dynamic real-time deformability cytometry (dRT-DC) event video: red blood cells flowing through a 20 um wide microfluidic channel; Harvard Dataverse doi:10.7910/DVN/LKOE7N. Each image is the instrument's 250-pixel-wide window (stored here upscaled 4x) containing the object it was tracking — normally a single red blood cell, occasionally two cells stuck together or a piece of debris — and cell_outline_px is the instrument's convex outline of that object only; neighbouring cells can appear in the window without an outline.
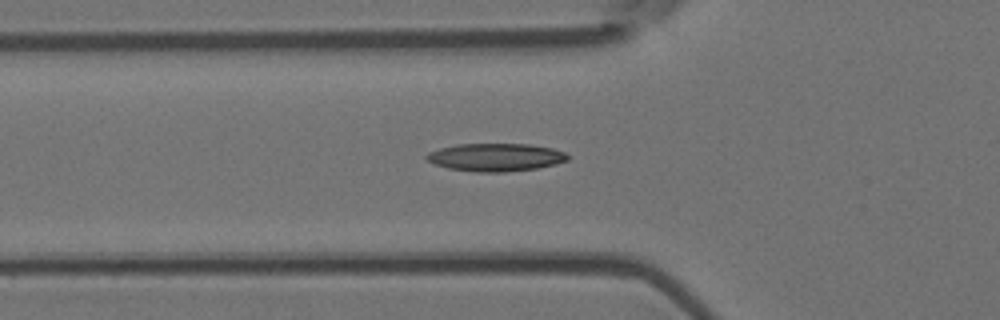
{"species": "Egyptian fruit bat (a non-hibernating species)", "species_latin": "Rousettus aegyptiacus", "temperature_condition": "room temperature", "stored_images_in_passage": 6, "segment_of_instrument_passage": [2, 2], "camera_frame_rate_fps": 3000, "um_per_image_px": 0.085, "animal": {"sex": "female"}, "frame": {"image": 1, "passage_image": 6, "time_ms": 1.667, "image_size_px": [1000, 320], "cell_outline_px": [[568, 160], [556, 164], [536, 168], [504, 172], [476, 172], [448, 168], [436, 164], [428, 160], [424, 156], [428, 152], [440, 148], [456, 144], [528, 144], [552, 148], [564, 152], [568, 156]], "centroid_in_image_um": [42.12, 13.36], "position_along_channel_um": 83.7, "area_um2": 22.83}}